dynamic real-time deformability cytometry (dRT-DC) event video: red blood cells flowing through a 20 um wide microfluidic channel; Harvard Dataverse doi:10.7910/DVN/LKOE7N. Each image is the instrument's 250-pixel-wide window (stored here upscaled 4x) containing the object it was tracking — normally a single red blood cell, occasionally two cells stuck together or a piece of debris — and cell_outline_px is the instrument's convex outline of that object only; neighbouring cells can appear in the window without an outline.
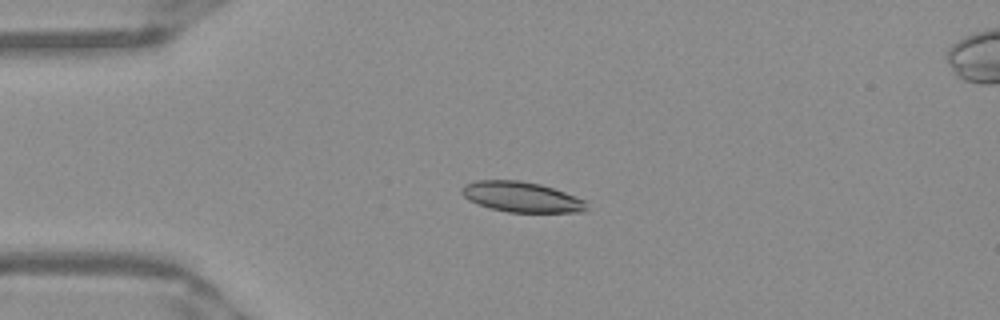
{"species": "Egyptian fruit bat (a non-hibernating species)", "species_latin": "Rousettus aegyptiacus", "temperature_condition": "warm", "stored_images_in_passage": 45, "camera_frame_rate_fps": 3000, "um_per_image_px": 0.085, "frame": {"image": 1, "passage_image": 12, "time_ms": 3.667, "image_size_px": [1000, 320], "cell_outline_px": [[588, 208], [584, 212], [508, 212], [492, 208], [468, 200], [460, 192], [460, 188], [464, 184], [476, 180], [520, 180], [540, 184], [564, 192], [584, 200]], "centroid_in_image_um": [44.3, 16.73], "position_along_channel_um": 40.7, "area_um2": 21.96}}
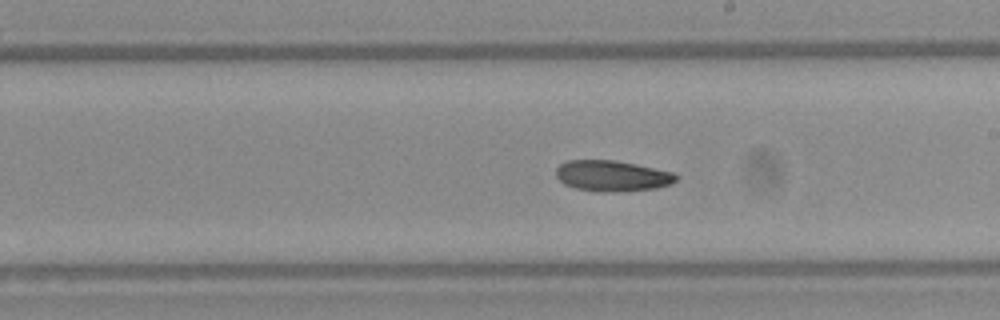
{"frame": {"image": 2, "passage_image": 29, "time_ms": 9.333, "image_size_px": [1000, 320], "cell_outline_px": [[680, 176], [676, 180], [668, 184], [656, 188], [620, 192], [600, 192], [576, 188], [564, 184], [556, 176], [556, 168], [560, 164], [568, 160], [616, 160], [672, 172]], "centroid_in_image_um": [52.01, 14.95], "position_along_channel_um": 237.0, "area_um2": 21.56}}
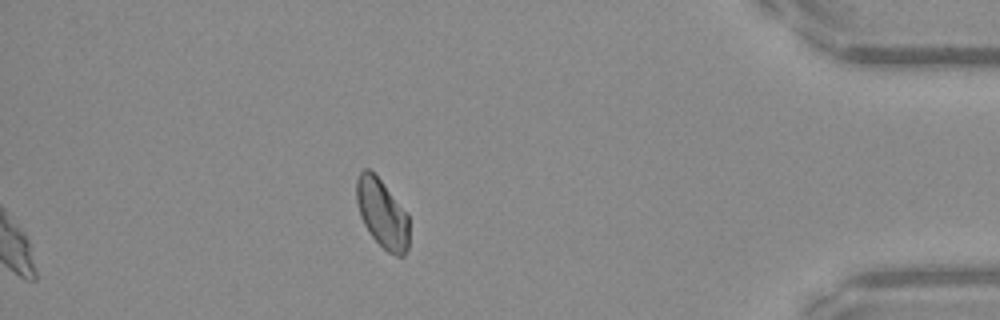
{"frame": {"image": 3, "passage_image": 45, "time_ms": 14.667, "image_size_px": [1000, 320], "cell_outline_px": [[408, 248], [404, 256], [396, 256], [388, 252], [368, 232], [360, 216], [356, 200], [356, 180], [360, 172], [364, 168], [368, 168], [380, 180], [408, 212]], "centroid_in_image_um": [32.48, 18.15], "position_along_channel_um": 402.7, "area_um2": 21.1}, "authors_computed_cell_mechanics": {"area_um2": 21.964, "velocity_mm_per_s": 3.9275, "shape_relaxation_time_tau1_ms": 8.3369, "shape_relaxation_time_tau2_ms": null, "deformation_change_tau1": 0.1432, "deformation_change_tau2": null}}